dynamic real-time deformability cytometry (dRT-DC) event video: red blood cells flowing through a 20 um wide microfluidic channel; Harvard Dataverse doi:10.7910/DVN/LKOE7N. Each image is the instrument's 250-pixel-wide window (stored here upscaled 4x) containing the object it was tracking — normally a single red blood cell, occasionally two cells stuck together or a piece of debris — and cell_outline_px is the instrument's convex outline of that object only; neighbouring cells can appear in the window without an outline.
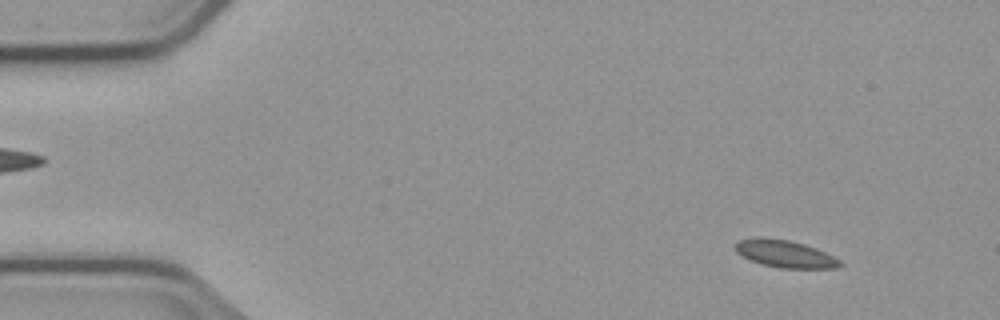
{"species": "common noctule bat (a hibernating species)", "species_latin": "Nyctalus noctula", "temperature_condition": "cold", "stored_images_in_passage": 55, "camera_frame_rate_fps": 3000, "um_per_image_px": 0.085, "animal": {"sex": "male", "body_mass_g": 23.1, "forearm_length_mm": 52.7}, "frame": {"image": 1, "passage_image": 6, "time_ms": 1.667, "image_size_px": [1000, 320], "cell_outline_px": [[844, 264], [836, 268], [780, 268], [760, 264], [740, 256], [736, 252], [736, 244], [740, 240], [788, 240], [804, 244], [816, 248], [840, 260]], "centroid_in_image_um": [66.78, 21.63], "position_along_channel_um": 18.2, "area_um2": 16.01}}
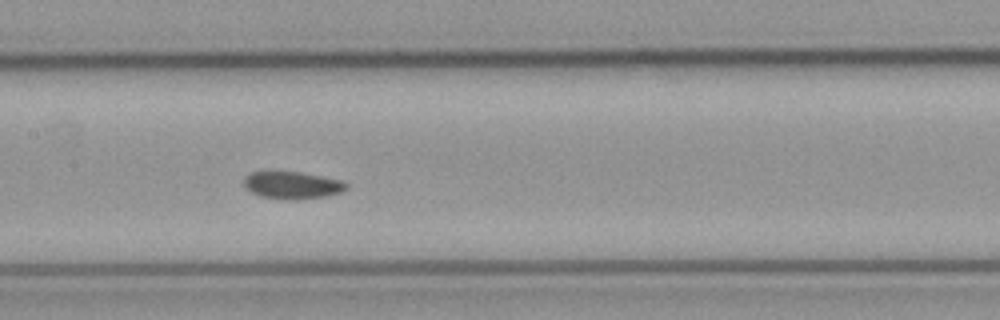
{"frame": {"image": 2, "passage_image": 27, "time_ms": 8.667, "image_size_px": [1000, 320], "cell_outline_px": [[348, 188], [340, 192], [328, 196], [296, 200], [284, 200], [260, 196], [252, 192], [244, 184], [244, 176], [252, 172], [264, 168], [272, 168], [300, 172], [344, 180], [348, 184]], "centroid_in_image_um": [24.81, 15.69], "position_along_channel_um": 182.6, "area_um2": 17.22}}
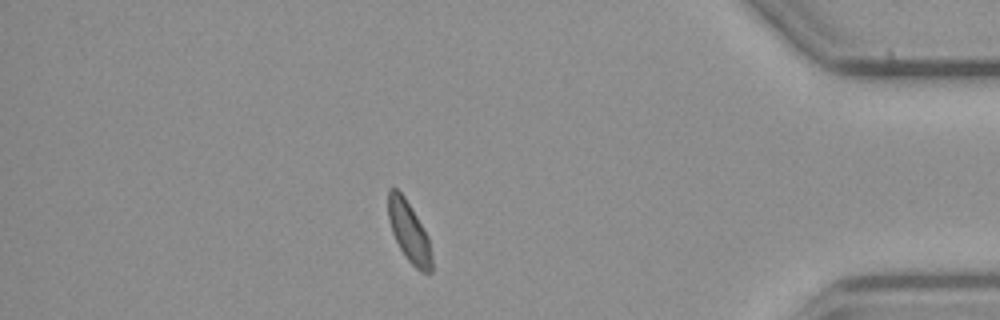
{"frame": {"image": 3, "passage_image": 48, "time_ms": 15.667, "image_size_px": [1000, 320], "cell_outline_px": [[432, 272], [420, 272], [404, 256], [392, 232], [388, 216], [388, 192], [392, 188], [396, 188], [404, 196], [428, 236], [432, 256]], "centroid_in_image_um": [34.77, 19.73], "position_along_channel_um": 400.4, "area_um2": 15.14}, "authors_computed_cell_mechanics": {"area_um2": 16.1262, "velocity_mm_per_s": 3.7167, "shape_relaxation_time_tau1_ms": 2.9546, "shape_relaxation_time_tau2_ms": null, "deformation_change_tau1": 0.0672, "deformation_change_tau2": null}}